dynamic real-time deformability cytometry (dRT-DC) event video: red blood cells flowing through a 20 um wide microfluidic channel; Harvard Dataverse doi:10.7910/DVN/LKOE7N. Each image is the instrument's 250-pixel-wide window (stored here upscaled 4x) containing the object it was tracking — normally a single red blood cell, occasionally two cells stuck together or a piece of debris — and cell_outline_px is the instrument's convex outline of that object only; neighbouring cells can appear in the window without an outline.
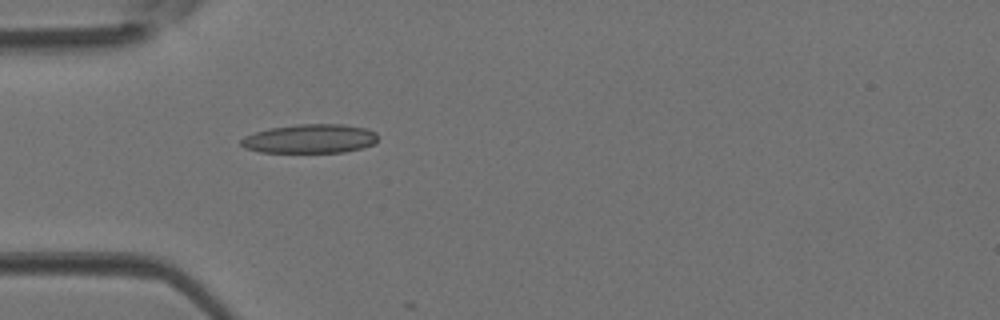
{"species": "Egyptian fruit bat (a non-hibernating species)", "species_latin": "Rousettus aegyptiacus", "temperature_condition": "room temperature", "stored_images_in_passage": 14, "camera_frame_rate_fps": 3000, "um_per_image_px": 0.085, "animal": {"sex": "female"}, "frame": {"image": 1, "passage_image": 13, "time_ms": 4.0, "image_size_px": [1000, 320], "cell_outline_px": [[376, 144], [344, 152], [260, 152], [244, 148], [240, 144], [240, 140], [244, 136], [268, 128], [296, 124], [344, 124], [368, 128], [376, 132]], "centroid_in_image_um": [26.35, 11.78], "position_along_channel_um": 58.7, "area_um2": 23.29}}